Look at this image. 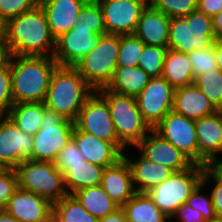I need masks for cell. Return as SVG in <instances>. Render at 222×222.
Wrapping results in <instances>:
<instances>
[{
  "label": "cell",
  "instance_id": "obj_17",
  "mask_svg": "<svg viewBox=\"0 0 222 222\" xmlns=\"http://www.w3.org/2000/svg\"><path fill=\"white\" fill-rule=\"evenodd\" d=\"M5 211L21 222H46L53 215V204L18 187L9 198Z\"/></svg>",
  "mask_w": 222,
  "mask_h": 222
},
{
  "label": "cell",
  "instance_id": "obj_29",
  "mask_svg": "<svg viewBox=\"0 0 222 222\" xmlns=\"http://www.w3.org/2000/svg\"><path fill=\"white\" fill-rule=\"evenodd\" d=\"M44 102H28L13 104L8 117L26 134L34 136L40 129L44 111Z\"/></svg>",
  "mask_w": 222,
  "mask_h": 222
},
{
  "label": "cell",
  "instance_id": "obj_9",
  "mask_svg": "<svg viewBox=\"0 0 222 222\" xmlns=\"http://www.w3.org/2000/svg\"><path fill=\"white\" fill-rule=\"evenodd\" d=\"M74 122L46 108L39 131L33 136L31 160L55 162L59 152L71 141Z\"/></svg>",
  "mask_w": 222,
  "mask_h": 222
},
{
  "label": "cell",
  "instance_id": "obj_20",
  "mask_svg": "<svg viewBox=\"0 0 222 222\" xmlns=\"http://www.w3.org/2000/svg\"><path fill=\"white\" fill-rule=\"evenodd\" d=\"M86 2L87 0L38 1L46 15L51 34L55 40L72 29Z\"/></svg>",
  "mask_w": 222,
  "mask_h": 222
},
{
  "label": "cell",
  "instance_id": "obj_16",
  "mask_svg": "<svg viewBox=\"0 0 222 222\" xmlns=\"http://www.w3.org/2000/svg\"><path fill=\"white\" fill-rule=\"evenodd\" d=\"M134 148L146 159L168 167L174 172L183 171L193 164L179 149L153 129Z\"/></svg>",
  "mask_w": 222,
  "mask_h": 222
},
{
  "label": "cell",
  "instance_id": "obj_11",
  "mask_svg": "<svg viewBox=\"0 0 222 222\" xmlns=\"http://www.w3.org/2000/svg\"><path fill=\"white\" fill-rule=\"evenodd\" d=\"M153 130L172 143L193 164L199 165L198 139L195 120L170 111Z\"/></svg>",
  "mask_w": 222,
  "mask_h": 222
},
{
  "label": "cell",
  "instance_id": "obj_12",
  "mask_svg": "<svg viewBox=\"0 0 222 222\" xmlns=\"http://www.w3.org/2000/svg\"><path fill=\"white\" fill-rule=\"evenodd\" d=\"M175 88L164 77L150 78L135 97L143 119L153 129L173 109Z\"/></svg>",
  "mask_w": 222,
  "mask_h": 222
},
{
  "label": "cell",
  "instance_id": "obj_51",
  "mask_svg": "<svg viewBox=\"0 0 222 222\" xmlns=\"http://www.w3.org/2000/svg\"><path fill=\"white\" fill-rule=\"evenodd\" d=\"M0 222H21V221H19L17 218L13 217L4 210L0 211Z\"/></svg>",
  "mask_w": 222,
  "mask_h": 222
},
{
  "label": "cell",
  "instance_id": "obj_24",
  "mask_svg": "<svg viewBox=\"0 0 222 222\" xmlns=\"http://www.w3.org/2000/svg\"><path fill=\"white\" fill-rule=\"evenodd\" d=\"M123 157L127 160L133 179V185L135 191L138 193H145L149 189L157 186L158 184L167 180L173 173V170L160 164L154 163L141 154L129 158L127 154H123Z\"/></svg>",
  "mask_w": 222,
  "mask_h": 222
},
{
  "label": "cell",
  "instance_id": "obj_47",
  "mask_svg": "<svg viewBox=\"0 0 222 222\" xmlns=\"http://www.w3.org/2000/svg\"><path fill=\"white\" fill-rule=\"evenodd\" d=\"M98 222H128L126 213L122 207H119L114 212L100 218Z\"/></svg>",
  "mask_w": 222,
  "mask_h": 222
},
{
  "label": "cell",
  "instance_id": "obj_34",
  "mask_svg": "<svg viewBox=\"0 0 222 222\" xmlns=\"http://www.w3.org/2000/svg\"><path fill=\"white\" fill-rule=\"evenodd\" d=\"M167 47L145 45L138 61V67L151 78L161 77Z\"/></svg>",
  "mask_w": 222,
  "mask_h": 222
},
{
  "label": "cell",
  "instance_id": "obj_33",
  "mask_svg": "<svg viewBox=\"0 0 222 222\" xmlns=\"http://www.w3.org/2000/svg\"><path fill=\"white\" fill-rule=\"evenodd\" d=\"M144 46L145 44L135 34L120 35L117 66H138V61Z\"/></svg>",
  "mask_w": 222,
  "mask_h": 222
},
{
  "label": "cell",
  "instance_id": "obj_54",
  "mask_svg": "<svg viewBox=\"0 0 222 222\" xmlns=\"http://www.w3.org/2000/svg\"><path fill=\"white\" fill-rule=\"evenodd\" d=\"M205 222H222V217H216L214 219L205 220Z\"/></svg>",
  "mask_w": 222,
  "mask_h": 222
},
{
  "label": "cell",
  "instance_id": "obj_15",
  "mask_svg": "<svg viewBox=\"0 0 222 222\" xmlns=\"http://www.w3.org/2000/svg\"><path fill=\"white\" fill-rule=\"evenodd\" d=\"M100 34L90 28L74 25L72 29L56 39L53 59L61 66H74L98 44Z\"/></svg>",
  "mask_w": 222,
  "mask_h": 222
},
{
  "label": "cell",
  "instance_id": "obj_2",
  "mask_svg": "<svg viewBox=\"0 0 222 222\" xmlns=\"http://www.w3.org/2000/svg\"><path fill=\"white\" fill-rule=\"evenodd\" d=\"M57 66L53 57L13 55L10 64L13 103L44 102Z\"/></svg>",
  "mask_w": 222,
  "mask_h": 222
},
{
  "label": "cell",
  "instance_id": "obj_40",
  "mask_svg": "<svg viewBox=\"0 0 222 222\" xmlns=\"http://www.w3.org/2000/svg\"><path fill=\"white\" fill-rule=\"evenodd\" d=\"M39 0H0V17L6 22L38 5Z\"/></svg>",
  "mask_w": 222,
  "mask_h": 222
},
{
  "label": "cell",
  "instance_id": "obj_38",
  "mask_svg": "<svg viewBox=\"0 0 222 222\" xmlns=\"http://www.w3.org/2000/svg\"><path fill=\"white\" fill-rule=\"evenodd\" d=\"M204 187L205 184L201 181L186 200V204L197 209L198 212H201L205 220H210L217 216L213 207L211 195L202 193Z\"/></svg>",
  "mask_w": 222,
  "mask_h": 222
},
{
  "label": "cell",
  "instance_id": "obj_46",
  "mask_svg": "<svg viewBox=\"0 0 222 222\" xmlns=\"http://www.w3.org/2000/svg\"><path fill=\"white\" fill-rule=\"evenodd\" d=\"M13 57V52L7 40L0 41V69L9 67Z\"/></svg>",
  "mask_w": 222,
  "mask_h": 222
},
{
  "label": "cell",
  "instance_id": "obj_45",
  "mask_svg": "<svg viewBox=\"0 0 222 222\" xmlns=\"http://www.w3.org/2000/svg\"><path fill=\"white\" fill-rule=\"evenodd\" d=\"M196 10L212 18L222 10V0H197Z\"/></svg>",
  "mask_w": 222,
  "mask_h": 222
},
{
  "label": "cell",
  "instance_id": "obj_18",
  "mask_svg": "<svg viewBox=\"0 0 222 222\" xmlns=\"http://www.w3.org/2000/svg\"><path fill=\"white\" fill-rule=\"evenodd\" d=\"M199 165H207L222 153V110L195 120Z\"/></svg>",
  "mask_w": 222,
  "mask_h": 222
},
{
  "label": "cell",
  "instance_id": "obj_19",
  "mask_svg": "<svg viewBox=\"0 0 222 222\" xmlns=\"http://www.w3.org/2000/svg\"><path fill=\"white\" fill-rule=\"evenodd\" d=\"M72 140L85 161L104 168L114 165L124 154L113 142L101 140L92 134L79 130L75 125Z\"/></svg>",
  "mask_w": 222,
  "mask_h": 222
},
{
  "label": "cell",
  "instance_id": "obj_27",
  "mask_svg": "<svg viewBox=\"0 0 222 222\" xmlns=\"http://www.w3.org/2000/svg\"><path fill=\"white\" fill-rule=\"evenodd\" d=\"M104 167L85 161L71 165L64 173L65 188L69 195L86 187L101 185Z\"/></svg>",
  "mask_w": 222,
  "mask_h": 222
},
{
  "label": "cell",
  "instance_id": "obj_53",
  "mask_svg": "<svg viewBox=\"0 0 222 222\" xmlns=\"http://www.w3.org/2000/svg\"><path fill=\"white\" fill-rule=\"evenodd\" d=\"M46 222H61L55 215H52Z\"/></svg>",
  "mask_w": 222,
  "mask_h": 222
},
{
  "label": "cell",
  "instance_id": "obj_10",
  "mask_svg": "<svg viewBox=\"0 0 222 222\" xmlns=\"http://www.w3.org/2000/svg\"><path fill=\"white\" fill-rule=\"evenodd\" d=\"M74 125L101 140L113 142L123 153L127 150L117 137L106 100L96 90L86 99Z\"/></svg>",
  "mask_w": 222,
  "mask_h": 222
},
{
  "label": "cell",
  "instance_id": "obj_6",
  "mask_svg": "<svg viewBox=\"0 0 222 222\" xmlns=\"http://www.w3.org/2000/svg\"><path fill=\"white\" fill-rule=\"evenodd\" d=\"M215 40L212 18L204 13L196 10L185 17L170 20L168 49L188 54L212 47Z\"/></svg>",
  "mask_w": 222,
  "mask_h": 222
},
{
  "label": "cell",
  "instance_id": "obj_22",
  "mask_svg": "<svg viewBox=\"0 0 222 222\" xmlns=\"http://www.w3.org/2000/svg\"><path fill=\"white\" fill-rule=\"evenodd\" d=\"M170 20L169 16L147 4L134 34L145 45L167 47Z\"/></svg>",
  "mask_w": 222,
  "mask_h": 222
},
{
  "label": "cell",
  "instance_id": "obj_14",
  "mask_svg": "<svg viewBox=\"0 0 222 222\" xmlns=\"http://www.w3.org/2000/svg\"><path fill=\"white\" fill-rule=\"evenodd\" d=\"M33 136L26 134L8 116L0 118V166L15 169L32 157Z\"/></svg>",
  "mask_w": 222,
  "mask_h": 222
},
{
  "label": "cell",
  "instance_id": "obj_43",
  "mask_svg": "<svg viewBox=\"0 0 222 222\" xmlns=\"http://www.w3.org/2000/svg\"><path fill=\"white\" fill-rule=\"evenodd\" d=\"M202 182L208 186V183L213 182L211 199L217 217H222V181L218 179L207 167L204 168ZM215 183V184H214Z\"/></svg>",
  "mask_w": 222,
  "mask_h": 222
},
{
  "label": "cell",
  "instance_id": "obj_7",
  "mask_svg": "<svg viewBox=\"0 0 222 222\" xmlns=\"http://www.w3.org/2000/svg\"><path fill=\"white\" fill-rule=\"evenodd\" d=\"M15 169L20 189L40 195L52 204L68 195L63 173L55 162L27 159Z\"/></svg>",
  "mask_w": 222,
  "mask_h": 222
},
{
  "label": "cell",
  "instance_id": "obj_31",
  "mask_svg": "<svg viewBox=\"0 0 222 222\" xmlns=\"http://www.w3.org/2000/svg\"><path fill=\"white\" fill-rule=\"evenodd\" d=\"M53 215L61 222H98L99 220L69 194L53 204Z\"/></svg>",
  "mask_w": 222,
  "mask_h": 222
},
{
  "label": "cell",
  "instance_id": "obj_4",
  "mask_svg": "<svg viewBox=\"0 0 222 222\" xmlns=\"http://www.w3.org/2000/svg\"><path fill=\"white\" fill-rule=\"evenodd\" d=\"M107 102L119 141L126 147H135L152 128L143 119L135 97L121 95L106 87L96 90Z\"/></svg>",
  "mask_w": 222,
  "mask_h": 222
},
{
  "label": "cell",
  "instance_id": "obj_50",
  "mask_svg": "<svg viewBox=\"0 0 222 222\" xmlns=\"http://www.w3.org/2000/svg\"><path fill=\"white\" fill-rule=\"evenodd\" d=\"M215 61L218 69L222 71V39H216L214 42Z\"/></svg>",
  "mask_w": 222,
  "mask_h": 222
},
{
  "label": "cell",
  "instance_id": "obj_42",
  "mask_svg": "<svg viewBox=\"0 0 222 222\" xmlns=\"http://www.w3.org/2000/svg\"><path fill=\"white\" fill-rule=\"evenodd\" d=\"M13 104L11 69L9 66L0 69V115L8 116Z\"/></svg>",
  "mask_w": 222,
  "mask_h": 222
},
{
  "label": "cell",
  "instance_id": "obj_5",
  "mask_svg": "<svg viewBox=\"0 0 222 222\" xmlns=\"http://www.w3.org/2000/svg\"><path fill=\"white\" fill-rule=\"evenodd\" d=\"M120 47V35H100L96 47L86 54L74 67L94 89L107 87L112 81Z\"/></svg>",
  "mask_w": 222,
  "mask_h": 222
},
{
  "label": "cell",
  "instance_id": "obj_36",
  "mask_svg": "<svg viewBox=\"0 0 222 222\" xmlns=\"http://www.w3.org/2000/svg\"><path fill=\"white\" fill-rule=\"evenodd\" d=\"M148 4L170 18L185 17L197 9V0H148Z\"/></svg>",
  "mask_w": 222,
  "mask_h": 222
},
{
  "label": "cell",
  "instance_id": "obj_39",
  "mask_svg": "<svg viewBox=\"0 0 222 222\" xmlns=\"http://www.w3.org/2000/svg\"><path fill=\"white\" fill-rule=\"evenodd\" d=\"M18 175L16 169L3 168L0 171V211H4L9 198L18 189Z\"/></svg>",
  "mask_w": 222,
  "mask_h": 222
},
{
  "label": "cell",
  "instance_id": "obj_8",
  "mask_svg": "<svg viewBox=\"0 0 222 222\" xmlns=\"http://www.w3.org/2000/svg\"><path fill=\"white\" fill-rule=\"evenodd\" d=\"M204 166L192 164L189 168L173 173L167 180L145 192L169 218L186 203L196 186L202 181Z\"/></svg>",
  "mask_w": 222,
  "mask_h": 222
},
{
  "label": "cell",
  "instance_id": "obj_37",
  "mask_svg": "<svg viewBox=\"0 0 222 222\" xmlns=\"http://www.w3.org/2000/svg\"><path fill=\"white\" fill-rule=\"evenodd\" d=\"M190 63L192 64V71L194 81L201 75L206 74L212 70L218 69L215 61L214 45L203 50L197 49L188 53Z\"/></svg>",
  "mask_w": 222,
  "mask_h": 222
},
{
  "label": "cell",
  "instance_id": "obj_23",
  "mask_svg": "<svg viewBox=\"0 0 222 222\" xmlns=\"http://www.w3.org/2000/svg\"><path fill=\"white\" fill-rule=\"evenodd\" d=\"M172 110L192 120L218 111L195 83L175 88Z\"/></svg>",
  "mask_w": 222,
  "mask_h": 222
},
{
  "label": "cell",
  "instance_id": "obj_52",
  "mask_svg": "<svg viewBox=\"0 0 222 222\" xmlns=\"http://www.w3.org/2000/svg\"><path fill=\"white\" fill-rule=\"evenodd\" d=\"M6 27H7V22L2 17H0V41L7 40Z\"/></svg>",
  "mask_w": 222,
  "mask_h": 222
},
{
  "label": "cell",
  "instance_id": "obj_28",
  "mask_svg": "<svg viewBox=\"0 0 222 222\" xmlns=\"http://www.w3.org/2000/svg\"><path fill=\"white\" fill-rule=\"evenodd\" d=\"M128 222H170L146 193H136L123 206Z\"/></svg>",
  "mask_w": 222,
  "mask_h": 222
},
{
  "label": "cell",
  "instance_id": "obj_32",
  "mask_svg": "<svg viewBox=\"0 0 222 222\" xmlns=\"http://www.w3.org/2000/svg\"><path fill=\"white\" fill-rule=\"evenodd\" d=\"M194 83L217 110H222V71L220 69L199 76Z\"/></svg>",
  "mask_w": 222,
  "mask_h": 222
},
{
  "label": "cell",
  "instance_id": "obj_13",
  "mask_svg": "<svg viewBox=\"0 0 222 222\" xmlns=\"http://www.w3.org/2000/svg\"><path fill=\"white\" fill-rule=\"evenodd\" d=\"M107 34H134L148 0H98Z\"/></svg>",
  "mask_w": 222,
  "mask_h": 222
},
{
  "label": "cell",
  "instance_id": "obj_3",
  "mask_svg": "<svg viewBox=\"0 0 222 222\" xmlns=\"http://www.w3.org/2000/svg\"><path fill=\"white\" fill-rule=\"evenodd\" d=\"M94 91L74 66L58 65L52 73L44 103L46 108L75 122L86 99Z\"/></svg>",
  "mask_w": 222,
  "mask_h": 222
},
{
  "label": "cell",
  "instance_id": "obj_26",
  "mask_svg": "<svg viewBox=\"0 0 222 222\" xmlns=\"http://www.w3.org/2000/svg\"><path fill=\"white\" fill-rule=\"evenodd\" d=\"M162 77L174 88L193 84L192 64L188 54L167 49L164 57Z\"/></svg>",
  "mask_w": 222,
  "mask_h": 222
},
{
  "label": "cell",
  "instance_id": "obj_44",
  "mask_svg": "<svg viewBox=\"0 0 222 222\" xmlns=\"http://www.w3.org/2000/svg\"><path fill=\"white\" fill-rule=\"evenodd\" d=\"M172 218L177 220L175 222H205L201 212H198L197 209L192 208L186 203L176 209L170 220H173Z\"/></svg>",
  "mask_w": 222,
  "mask_h": 222
},
{
  "label": "cell",
  "instance_id": "obj_35",
  "mask_svg": "<svg viewBox=\"0 0 222 222\" xmlns=\"http://www.w3.org/2000/svg\"><path fill=\"white\" fill-rule=\"evenodd\" d=\"M75 25L90 28L94 33L107 34L102 8L98 1H87L78 15Z\"/></svg>",
  "mask_w": 222,
  "mask_h": 222
},
{
  "label": "cell",
  "instance_id": "obj_41",
  "mask_svg": "<svg viewBox=\"0 0 222 222\" xmlns=\"http://www.w3.org/2000/svg\"><path fill=\"white\" fill-rule=\"evenodd\" d=\"M85 159L75 142L71 141L59 152L55 161L56 168L64 173L71 165L82 164Z\"/></svg>",
  "mask_w": 222,
  "mask_h": 222
},
{
  "label": "cell",
  "instance_id": "obj_21",
  "mask_svg": "<svg viewBox=\"0 0 222 222\" xmlns=\"http://www.w3.org/2000/svg\"><path fill=\"white\" fill-rule=\"evenodd\" d=\"M101 186L120 207L137 193L129 164L124 157L104 169Z\"/></svg>",
  "mask_w": 222,
  "mask_h": 222
},
{
  "label": "cell",
  "instance_id": "obj_25",
  "mask_svg": "<svg viewBox=\"0 0 222 222\" xmlns=\"http://www.w3.org/2000/svg\"><path fill=\"white\" fill-rule=\"evenodd\" d=\"M150 76L140 67L117 66L112 81L106 87L121 95L136 97L148 84Z\"/></svg>",
  "mask_w": 222,
  "mask_h": 222
},
{
  "label": "cell",
  "instance_id": "obj_48",
  "mask_svg": "<svg viewBox=\"0 0 222 222\" xmlns=\"http://www.w3.org/2000/svg\"><path fill=\"white\" fill-rule=\"evenodd\" d=\"M213 32L216 39H222V10L212 17Z\"/></svg>",
  "mask_w": 222,
  "mask_h": 222
},
{
  "label": "cell",
  "instance_id": "obj_49",
  "mask_svg": "<svg viewBox=\"0 0 222 222\" xmlns=\"http://www.w3.org/2000/svg\"><path fill=\"white\" fill-rule=\"evenodd\" d=\"M207 168L222 181V160L219 157L213 159L208 165Z\"/></svg>",
  "mask_w": 222,
  "mask_h": 222
},
{
  "label": "cell",
  "instance_id": "obj_1",
  "mask_svg": "<svg viewBox=\"0 0 222 222\" xmlns=\"http://www.w3.org/2000/svg\"><path fill=\"white\" fill-rule=\"evenodd\" d=\"M6 39L13 55L53 57L55 52L56 40L39 4L7 21Z\"/></svg>",
  "mask_w": 222,
  "mask_h": 222
},
{
  "label": "cell",
  "instance_id": "obj_30",
  "mask_svg": "<svg viewBox=\"0 0 222 222\" xmlns=\"http://www.w3.org/2000/svg\"><path fill=\"white\" fill-rule=\"evenodd\" d=\"M72 195L91 215L98 219L120 207L109 197L101 185L83 188Z\"/></svg>",
  "mask_w": 222,
  "mask_h": 222
}]
</instances>
